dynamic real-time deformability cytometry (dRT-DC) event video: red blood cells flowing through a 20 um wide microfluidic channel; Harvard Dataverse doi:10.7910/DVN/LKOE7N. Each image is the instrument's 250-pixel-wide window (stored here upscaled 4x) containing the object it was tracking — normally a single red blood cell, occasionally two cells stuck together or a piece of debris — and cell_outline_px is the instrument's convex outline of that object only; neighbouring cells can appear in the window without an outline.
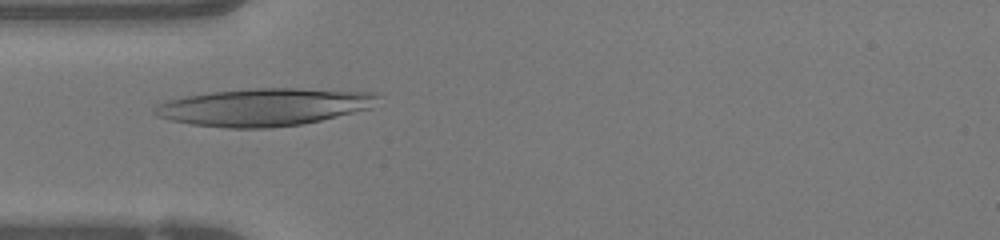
{"species": "human", "species_latin": "Homo sapiens", "temperature_condition": "warm", "stored_images_in_passage": 33, "camera_frame_rate_fps": 3000, "um_per_image_px": 0.085, "donor": {"sex": "female"}, "frame": {"image": 1, "passage_image": 4, "time_ms": 1.0, "image_size_px": [1000, 240], "cell_outline_px": [[380, 96], [372, 108], [320, 120], [300, 124], [268, 128], [228, 128], [192, 124], [172, 120], [156, 116], [152, 112], [156, 104], [168, 100], [184, 96], [208, 92], [256, 88], [300, 88], [372, 92]], "centroid_in_image_um": [22.42, 9.09], "position_along_channel_um": 62.6, "area_um2": 48.78}}
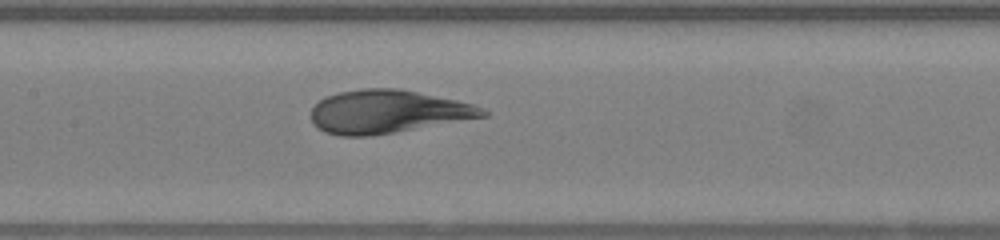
{"frame": {"image": 2, "passage_image": 12, "time_ms": 3.667, "image_size_px": [1000, 240], "cell_outline_px": [[488, 116], [396, 132], [368, 136], [340, 136], [324, 132], [312, 124], [312, 108], [320, 100], [328, 96], [340, 92], [364, 88], [396, 88], [456, 100], [472, 104], [484, 108], [488, 112]], "centroid_in_image_um": [32.94, 9.5], "position_along_channel_um": 174.5, "area_um2": 42.95}}
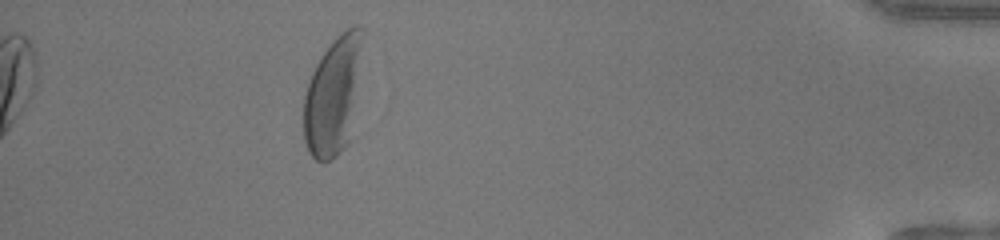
{"frame": {"image": 3, "passage_image": 33, "time_ms": 10.667, "image_size_px": [1000, 240], "cell_outline_px": [[364, 28], [348, 144], [332, 160], [324, 164], [316, 160], [308, 152], [304, 140], [304, 96], [312, 72], [320, 56], [332, 40], [340, 32], [356, 24]], "centroid_in_image_um": [28.27, 8.15], "position_along_channel_um": 406.9, "area_um2": 39.94}}